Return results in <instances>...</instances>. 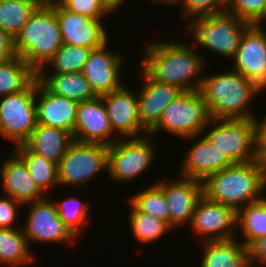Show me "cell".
I'll use <instances>...</instances> for the list:
<instances>
[{
  "instance_id": "obj_15",
  "label": "cell",
  "mask_w": 266,
  "mask_h": 267,
  "mask_svg": "<svg viewBox=\"0 0 266 267\" xmlns=\"http://www.w3.org/2000/svg\"><path fill=\"white\" fill-rule=\"evenodd\" d=\"M108 46L109 43L106 42L103 46L92 49L82 70L97 96L111 93L125 84L121 81L124 57L119 52L109 50Z\"/></svg>"
},
{
  "instance_id": "obj_5",
  "label": "cell",
  "mask_w": 266,
  "mask_h": 267,
  "mask_svg": "<svg viewBox=\"0 0 266 267\" xmlns=\"http://www.w3.org/2000/svg\"><path fill=\"white\" fill-rule=\"evenodd\" d=\"M195 45L224 58H234L245 31L252 25L228 11L186 18ZM198 44V45H197ZM201 45V46H200Z\"/></svg>"
},
{
  "instance_id": "obj_18",
  "label": "cell",
  "mask_w": 266,
  "mask_h": 267,
  "mask_svg": "<svg viewBox=\"0 0 266 267\" xmlns=\"http://www.w3.org/2000/svg\"><path fill=\"white\" fill-rule=\"evenodd\" d=\"M114 134L101 96L78 103L73 133L75 141L110 146L119 139Z\"/></svg>"
},
{
  "instance_id": "obj_24",
  "label": "cell",
  "mask_w": 266,
  "mask_h": 267,
  "mask_svg": "<svg viewBox=\"0 0 266 267\" xmlns=\"http://www.w3.org/2000/svg\"><path fill=\"white\" fill-rule=\"evenodd\" d=\"M199 267H249L247 249L241 239L201 242Z\"/></svg>"
},
{
  "instance_id": "obj_34",
  "label": "cell",
  "mask_w": 266,
  "mask_h": 267,
  "mask_svg": "<svg viewBox=\"0 0 266 267\" xmlns=\"http://www.w3.org/2000/svg\"><path fill=\"white\" fill-rule=\"evenodd\" d=\"M145 189V190H144ZM130 197L129 201L139 210L169 224V209L163 191L154 183Z\"/></svg>"
},
{
  "instance_id": "obj_14",
  "label": "cell",
  "mask_w": 266,
  "mask_h": 267,
  "mask_svg": "<svg viewBox=\"0 0 266 267\" xmlns=\"http://www.w3.org/2000/svg\"><path fill=\"white\" fill-rule=\"evenodd\" d=\"M232 69L266 89V30L260 24H252L242 36Z\"/></svg>"
},
{
  "instance_id": "obj_6",
  "label": "cell",
  "mask_w": 266,
  "mask_h": 267,
  "mask_svg": "<svg viewBox=\"0 0 266 267\" xmlns=\"http://www.w3.org/2000/svg\"><path fill=\"white\" fill-rule=\"evenodd\" d=\"M210 120L211 115L201 92L182 91L165 108L158 124L148 134L153 136L163 130L183 140L202 134Z\"/></svg>"
},
{
  "instance_id": "obj_45",
  "label": "cell",
  "mask_w": 266,
  "mask_h": 267,
  "mask_svg": "<svg viewBox=\"0 0 266 267\" xmlns=\"http://www.w3.org/2000/svg\"><path fill=\"white\" fill-rule=\"evenodd\" d=\"M29 1H33L36 4H38L39 6H46L47 5V0H29Z\"/></svg>"
},
{
  "instance_id": "obj_31",
  "label": "cell",
  "mask_w": 266,
  "mask_h": 267,
  "mask_svg": "<svg viewBox=\"0 0 266 267\" xmlns=\"http://www.w3.org/2000/svg\"><path fill=\"white\" fill-rule=\"evenodd\" d=\"M92 49L63 43L54 57L37 74L82 72ZM47 67H52V71Z\"/></svg>"
},
{
  "instance_id": "obj_32",
  "label": "cell",
  "mask_w": 266,
  "mask_h": 267,
  "mask_svg": "<svg viewBox=\"0 0 266 267\" xmlns=\"http://www.w3.org/2000/svg\"><path fill=\"white\" fill-rule=\"evenodd\" d=\"M38 7L29 0H0V28L15 39Z\"/></svg>"
},
{
  "instance_id": "obj_23",
  "label": "cell",
  "mask_w": 266,
  "mask_h": 267,
  "mask_svg": "<svg viewBox=\"0 0 266 267\" xmlns=\"http://www.w3.org/2000/svg\"><path fill=\"white\" fill-rule=\"evenodd\" d=\"M73 141L70 132L37 123L24 145L33 153L58 165Z\"/></svg>"
},
{
  "instance_id": "obj_12",
  "label": "cell",
  "mask_w": 266,
  "mask_h": 267,
  "mask_svg": "<svg viewBox=\"0 0 266 267\" xmlns=\"http://www.w3.org/2000/svg\"><path fill=\"white\" fill-rule=\"evenodd\" d=\"M190 233L201 242L229 240L237 236V212L213 202L204 195L198 200L190 224Z\"/></svg>"
},
{
  "instance_id": "obj_25",
  "label": "cell",
  "mask_w": 266,
  "mask_h": 267,
  "mask_svg": "<svg viewBox=\"0 0 266 267\" xmlns=\"http://www.w3.org/2000/svg\"><path fill=\"white\" fill-rule=\"evenodd\" d=\"M37 80L50 93L64 96L78 103L97 97L82 72L37 74Z\"/></svg>"
},
{
  "instance_id": "obj_42",
  "label": "cell",
  "mask_w": 266,
  "mask_h": 267,
  "mask_svg": "<svg viewBox=\"0 0 266 267\" xmlns=\"http://www.w3.org/2000/svg\"><path fill=\"white\" fill-rule=\"evenodd\" d=\"M266 183V149L258 156Z\"/></svg>"
},
{
  "instance_id": "obj_40",
  "label": "cell",
  "mask_w": 266,
  "mask_h": 267,
  "mask_svg": "<svg viewBox=\"0 0 266 267\" xmlns=\"http://www.w3.org/2000/svg\"><path fill=\"white\" fill-rule=\"evenodd\" d=\"M15 56L14 39L0 28V64L11 60Z\"/></svg>"
},
{
  "instance_id": "obj_30",
  "label": "cell",
  "mask_w": 266,
  "mask_h": 267,
  "mask_svg": "<svg viewBox=\"0 0 266 267\" xmlns=\"http://www.w3.org/2000/svg\"><path fill=\"white\" fill-rule=\"evenodd\" d=\"M238 231L245 246L255 239L266 237V196L237 212V233Z\"/></svg>"
},
{
  "instance_id": "obj_46",
  "label": "cell",
  "mask_w": 266,
  "mask_h": 267,
  "mask_svg": "<svg viewBox=\"0 0 266 267\" xmlns=\"http://www.w3.org/2000/svg\"><path fill=\"white\" fill-rule=\"evenodd\" d=\"M265 23V24H264ZM260 25H262V27H264V29L266 30V19L262 22V24H260Z\"/></svg>"
},
{
  "instance_id": "obj_21",
  "label": "cell",
  "mask_w": 266,
  "mask_h": 267,
  "mask_svg": "<svg viewBox=\"0 0 266 267\" xmlns=\"http://www.w3.org/2000/svg\"><path fill=\"white\" fill-rule=\"evenodd\" d=\"M12 155L0 161L2 193L24 204L42 200L45 194L30 175L25 161L12 150Z\"/></svg>"
},
{
  "instance_id": "obj_16",
  "label": "cell",
  "mask_w": 266,
  "mask_h": 267,
  "mask_svg": "<svg viewBox=\"0 0 266 267\" xmlns=\"http://www.w3.org/2000/svg\"><path fill=\"white\" fill-rule=\"evenodd\" d=\"M175 180H157L156 185L163 191L169 209V225L176 229L190 224L198 200L203 196L200 180L178 176Z\"/></svg>"
},
{
  "instance_id": "obj_17",
  "label": "cell",
  "mask_w": 266,
  "mask_h": 267,
  "mask_svg": "<svg viewBox=\"0 0 266 267\" xmlns=\"http://www.w3.org/2000/svg\"><path fill=\"white\" fill-rule=\"evenodd\" d=\"M136 92L124 84L118 90L101 96L112 130L120 138H138L148 134L139 120Z\"/></svg>"
},
{
  "instance_id": "obj_43",
  "label": "cell",
  "mask_w": 266,
  "mask_h": 267,
  "mask_svg": "<svg viewBox=\"0 0 266 267\" xmlns=\"http://www.w3.org/2000/svg\"><path fill=\"white\" fill-rule=\"evenodd\" d=\"M114 11L118 10L119 6L125 2L124 0H104Z\"/></svg>"
},
{
  "instance_id": "obj_47",
  "label": "cell",
  "mask_w": 266,
  "mask_h": 267,
  "mask_svg": "<svg viewBox=\"0 0 266 267\" xmlns=\"http://www.w3.org/2000/svg\"><path fill=\"white\" fill-rule=\"evenodd\" d=\"M59 0H47V5H49L51 2H57Z\"/></svg>"
},
{
  "instance_id": "obj_7",
  "label": "cell",
  "mask_w": 266,
  "mask_h": 267,
  "mask_svg": "<svg viewBox=\"0 0 266 267\" xmlns=\"http://www.w3.org/2000/svg\"><path fill=\"white\" fill-rule=\"evenodd\" d=\"M202 134L217 146L232 164L258 160L253 119L211 118Z\"/></svg>"
},
{
  "instance_id": "obj_2",
  "label": "cell",
  "mask_w": 266,
  "mask_h": 267,
  "mask_svg": "<svg viewBox=\"0 0 266 267\" xmlns=\"http://www.w3.org/2000/svg\"><path fill=\"white\" fill-rule=\"evenodd\" d=\"M230 70L212 75L207 73L203 78L199 91L211 118L253 119L255 114L249 107L262 90L242 74Z\"/></svg>"
},
{
  "instance_id": "obj_9",
  "label": "cell",
  "mask_w": 266,
  "mask_h": 267,
  "mask_svg": "<svg viewBox=\"0 0 266 267\" xmlns=\"http://www.w3.org/2000/svg\"><path fill=\"white\" fill-rule=\"evenodd\" d=\"M37 125L36 79L21 92L0 97V138L24 144Z\"/></svg>"
},
{
  "instance_id": "obj_3",
  "label": "cell",
  "mask_w": 266,
  "mask_h": 267,
  "mask_svg": "<svg viewBox=\"0 0 266 267\" xmlns=\"http://www.w3.org/2000/svg\"><path fill=\"white\" fill-rule=\"evenodd\" d=\"M203 195L209 200L233 208L257 202L265 196L266 183L259 159L232 164L207 176L203 181Z\"/></svg>"
},
{
  "instance_id": "obj_26",
  "label": "cell",
  "mask_w": 266,
  "mask_h": 267,
  "mask_svg": "<svg viewBox=\"0 0 266 267\" xmlns=\"http://www.w3.org/2000/svg\"><path fill=\"white\" fill-rule=\"evenodd\" d=\"M22 228H0V265L25 267L35 262V253Z\"/></svg>"
},
{
  "instance_id": "obj_37",
  "label": "cell",
  "mask_w": 266,
  "mask_h": 267,
  "mask_svg": "<svg viewBox=\"0 0 266 267\" xmlns=\"http://www.w3.org/2000/svg\"><path fill=\"white\" fill-rule=\"evenodd\" d=\"M58 2L66 10L93 19H104L115 12L104 0H59Z\"/></svg>"
},
{
  "instance_id": "obj_11",
  "label": "cell",
  "mask_w": 266,
  "mask_h": 267,
  "mask_svg": "<svg viewBox=\"0 0 266 267\" xmlns=\"http://www.w3.org/2000/svg\"><path fill=\"white\" fill-rule=\"evenodd\" d=\"M46 196L42 200L24 204L28 206L24 227L21 226L29 245L30 243H73L77 241V237L59 218L55 200H51ZM73 241V242H72ZM44 242V243H43Z\"/></svg>"
},
{
  "instance_id": "obj_28",
  "label": "cell",
  "mask_w": 266,
  "mask_h": 267,
  "mask_svg": "<svg viewBox=\"0 0 266 267\" xmlns=\"http://www.w3.org/2000/svg\"><path fill=\"white\" fill-rule=\"evenodd\" d=\"M128 224L130 232L135 240L142 245L160 240L166 233L174 230L166 221L158 219L150 214L139 211L129 202Z\"/></svg>"
},
{
  "instance_id": "obj_1",
  "label": "cell",
  "mask_w": 266,
  "mask_h": 267,
  "mask_svg": "<svg viewBox=\"0 0 266 267\" xmlns=\"http://www.w3.org/2000/svg\"><path fill=\"white\" fill-rule=\"evenodd\" d=\"M140 68L153 80L182 91L200 90L206 60L196 46L181 40L147 41ZM191 45V46H190ZM195 47V48H194ZM203 74V75H202Z\"/></svg>"
},
{
  "instance_id": "obj_29",
  "label": "cell",
  "mask_w": 266,
  "mask_h": 267,
  "mask_svg": "<svg viewBox=\"0 0 266 267\" xmlns=\"http://www.w3.org/2000/svg\"><path fill=\"white\" fill-rule=\"evenodd\" d=\"M37 73L19 56L0 64V97L25 90Z\"/></svg>"
},
{
  "instance_id": "obj_4",
  "label": "cell",
  "mask_w": 266,
  "mask_h": 267,
  "mask_svg": "<svg viewBox=\"0 0 266 267\" xmlns=\"http://www.w3.org/2000/svg\"><path fill=\"white\" fill-rule=\"evenodd\" d=\"M63 44L56 12L50 5L39 6L14 39L16 56L37 73Z\"/></svg>"
},
{
  "instance_id": "obj_20",
  "label": "cell",
  "mask_w": 266,
  "mask_h": 267,
  "mask_svg": "<svg viewBox=\"0 0 266 267\" xmlns=\"http://www.w3.org/2000/svg\"><path fill=\"white\" fill-rule=\"evenodd\" d=\"M143 84L137 92L139 120L149 133L159 122L165 108L182 92L181 89L151 79L142 69L139 70Z\"/></svg>"
},
{
  "instance_id": "obj_41",
  "label": "cell",
  "mask_w": 266,
  "mask_h": 267,
  "mask_svg": "<svg viewBox=\"0 0 266 267\" xmlns=\"http://www.w3.org/2000/svg\"><path fill=\"white\" fill-rule=\"evenodd\" d=\"M258 115L253 118L255 126V148L258 156L266 149V115L258 119Z\"/></svg>"
},
{
  "instance_id": "obj_19",
  "label": "cell",
  "mask_w": 266,
  "mask_h": 267,
  "mask_svg": "<svg viewBox=\"0 0 266 267\" xmlns=\"http://www.w3.org/2000/svg\"><path fill=\"white\" fill-rule=\"evenodd\" d=\"M188 140L195 143L185 151L178 176L203 181L210 174L232 165L225 154L203 134L186 138V141Z\"/></svg>"
},
{
  "instance_id": "obj_39",
  "label": "cell",
  "mask_w": 266,
  "mask_h": 267,
  "mask_svg": "<svg viewBox=\"0 0 266 267\" xmlns=\"http://www.w3.org/2000/svg\"><path fill=\"white\" fill-rule=\"evenodd\" d=\"M246 249L249 267L266 266V237L251 241Z\"/></svg>"
},
{
  "instance_id": "obj_10",
  "label": "cell",
  "mask_w": 266,
  "mask_h": 267,
  "mask_svg": "<svg viewBox=\"0 0 266 267\" xmlns=\"http://www.w3.org/2000/svg\"><path fill=\"white\" fill-rule=\"evenodd\" d=\"M107 164V145L74 140L58 164L59 187L85 185L107 171Z\"/></svg>"
},
{
  "instance_id": "obj_13",
  "label": "cell",
  "mask_w": 266,
  "mask_h": 267,
  "mask_svg": "<svg viewBox=\"0 0 266 267\" xmlns=\"http://www.w3.org/2000/svg\"><path fill=\"white\" fill-rule=\"evenodd\" d=\"M49 5L56 12L63 43L96 49L110 41L103 19H93L71 12L58 1Z\"/></svg>"
},
{
  "instance_id": "obj_35",
  "label": "cell",
  "mask_w": 266,
  "mask_h": 267,
  "mask_svg": "<svg viewBox=\"0 0 266 267\" xmlns=\"http://www.w3.org/2000/svg\"><path fill=\"white\" fill-rule=\"evenodd\" d=\"M226 11L251 24H262L266 19V0H227Z\"/></svg>"
},
{
  "instance_id": "obj_22",
  "label": "cell",
  "mask_w": 266,
  "mask_h": 267,
  "mask_svg": "<svg viewBox=\"0 0 266 267\" xmlns=\"http://www.w3.org/2000/svg\"><path fill=\"white\" fill-rule=\"evenodd\" d=\"M78 102L50 93L36 78L37 123L74 133Z\"/></svg>"
},
{
  "instance_id": "obj_44",
  "label": "cell",
  "mask_w": 266,
  "mask_h": 267,
  "mask_svg": "<svg viewBox=\"0 0 266 267\" xmlns=\"http://www.w3.org/2000/svg\"><path fill=\"white\" fill-rule=\"evenodd\" d=\"M178 0H150V2H153V3H156V4H162V5H165L166 6H173L176 4Z\"/></svg>"
},
{
  "instance_id": "obj_38",
  "label": "cell",
  "mask_w": 266,
  "mask_h": 267,
  "mask_svg": "<svg viewBox=\"0 0 266 267\" xmlns=\"http://www.w3.org/2000/svg\"><path fill=\"white\" fill-rule=\"evenodd\" d=\"M19 206L23 207V204L7 195L0 196V228H21L15 223L19 217Z\"/></svg>"
},
{
  "instance_id": "obj_36",
  "label": "cell",
  "mask_w": 266,
  "mask_h": 267,
  "mask_svg": "<svg viewBox=\"0 0 266 267\" xmlns=\"http://www.w3.org/2000/svg\"><path fill=\"white\" fill-rule=\"evenodd\" d=\"M176 5H181V18L184 20V18L202 17L225 11L227 0H178Z\"/></svg>"
},
{
  "instance_id": "obj_8",
  "label": "cell",
  "mask_w": 266,
  "mask_h": 267,
  "mask_svg": "<svg viewBox=\"0 0 266 267\" xmlns=\"http://www.w3.org/2000/svg\"><path fill=\"white\" fill-rule=\"evenodd\" d=\"M147 134L138 138H119L108 146L107 175L118 183L133 181L150 169L156 158V146Z\"/></svg>"
},
{
  "instance_id": "obj_27",
  "label": "cell",
  "mask_w": 266,
  "mask_h": 267,
  "mask_svg": "<svg viewBox=\"0 0 266 267\" xmlns=\"http://www.w3.org/2000/svg\"><path fill=\"white\" fill-rule=\"evenodd\" d=\"M13 150L25 161L29 172L37 186L46 195L54 188H58V165L45 159L28 149L24 144L16 146Z\"/></svg>"
},
{
  "instance_id": "obj_33",
  "label": "cell",
  "mask_w": 266,
  "mask_h": 267,
  "mask_svg": "<svg viewBox=\"0 0 266 267\" xmlns=\"http://www.w3.org/2000/svg\"><path fill=\"white\" fill-rule=\"evenodd\" d=\"M79 197L66 196L65 200L55 201L59 218L70 229V231L79 239L83 230L89 223L90 205Z\"/></svg>"
}]
</instances>
